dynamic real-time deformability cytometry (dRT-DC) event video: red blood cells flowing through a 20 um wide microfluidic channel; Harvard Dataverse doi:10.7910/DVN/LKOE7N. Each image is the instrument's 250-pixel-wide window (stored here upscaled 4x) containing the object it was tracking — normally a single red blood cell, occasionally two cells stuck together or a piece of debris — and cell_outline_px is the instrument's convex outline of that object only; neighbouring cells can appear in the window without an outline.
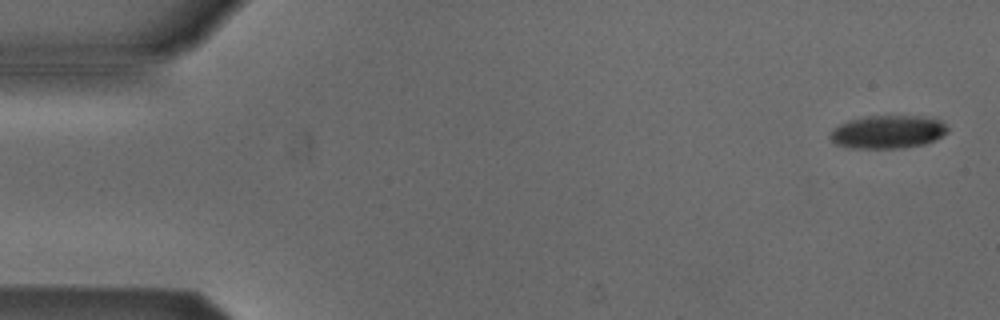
{"species": "Egyptian fruit bat (a non-hibernating species)", "species_latin": "Rousettus aegyptiacus", "temperature_condition": "cold", "stored_images_in_passage": 4, "camera_frame_rate_fps": 3000, "um_per_image_px": 0.085, "animal": {"sex": "male"}, "frame": {"image": 1, "passage_image": 1, "time_ms": 0.0, "image_size_px": [1000, 320], "cell_outline_px": [[948, 132], [936, 140], [924, 144], [904, 148], [852, 148], [836, 144], [828, 136], [840, 124], [848, 120], [868, 116], [924, 116], [940, 120], [948, 128]], "centroid_in_image_um": [75.5, 11.21], "position_along_channel_um": 9.5, "area_um2": 22.66}}